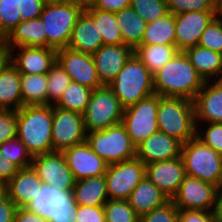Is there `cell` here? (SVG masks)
Listing matches in <instances>:
<instances>
[{"mask_svg": "<svg viewBox=\"0 0 222 222\" xmlns=\"http://www.w3.org/2000/svg\"><path fill=\"white\" fill-rule=\"evenodd\" d=\"M108 86L124 108L155 94L153 74L134 53Z\"/></svg>", "mask_w": 222, "mask_h": 222, "instance_id": "4", "label": "cell"}, {"mask_svg": "<svg viewBox=\"0 0 222 222\" xmlns=\"http://www.w3.org/2000/svg\"><path fill=\"white\" fill-rule=\"evenodd\" d=\"M77 204L61 207L47 219L48 222H76Z\"/></svg>", "mask_w": 222, "mask_h": 222, "instance_id": "50", "label": "cell"}, {"mask_svg": "<svg viewBox=\"0 0 222 222\" xmlns=\"http://www.w3.org/2000/svg\"><path fill=\"white\" fill-rule=\"evenodd\" d=\"M178 52L175 45H139L134 54L154 74Z\"/></svg>", "mask_w": 222, "mask_h": 222, "instance_id": "34", "label": "cell"}, {"mask_svg": "<svg viewBox=\"0 0 222 222\" xmlns=\"http://www.w3.org/2000/svg\"><path fill=\"white\" fill-rule=\"evenodd\" d=\"M169 200L146 176L139 182L127 199L129 205L139 216L163 206Z\"/></svg>", "mask_w": 222, "mask_h": 222, "instance_id": "25", "label": "cell"}, {"mask_svg": "<svg viewBox=\"0 0 222 222\" xmlns=\"http://www.w3.org/2000/svg\"><path fill=\"white\" fill-rule=\"evenodd\" d=\"M181 157L187 176L195 177L217 187L222 185V155L196 136L182 144Z\"/></svg>", "mask_w": 222, "mask_h": 222, "instance_id": "6", "label": "cell"}, {"mask_svg": "<svg viewBox=\"0 0 222 222\" xmlns=\"http://www.w3.org/2000/svg\"><path fill=\"white\" fill-rule=\"evenodd\" d=\"M213 216L216 222H222V185L217 188Z\"/></svg>", "mask_w": 222, "mask_h": 222, "instance_id": "54", "label": "cell"}, {"mask_svg": "<svg viewBox=\"0 0 222 222\" xmlns=\"http://www.w3.org/2000/svg\"><path fill=\"white\" fill-rule=\"evenodd\" d=\"M145 176L171 200L186 176L183 159L180 156L145 165Z\"/></svg>", "mask_w": 222, "mask_h": 222, "instance_id": "17", "label": "cell"}, {"mask_svg": "<svg viewBox=\"0 0 222 222\" xmlns=\"http://www.w3.org/2000/svg\"><path fill=\"white\" fill-rule=\"evenodd\" d=\"M105 222H140V216L127 200H108L103 205Z\"/></svg>", "mask_w": 222, "mask_h": 222, "instance_id": "37", "label": "cell"}, {"mask_svg": "<svg viewBox=\"0 0 222 222\" xmlns=\"http://www.w3.org/2000/svg\"><path fill=\"white\" fill-rule=\"evenodd\" d=\"M219 11H189L175 14V47L178 51L198 45L200 37Z\"/></svg>", "mask_w": 222, "mask_h": 222, "instance_id": "14", "label": "cell"}, {"mask_svg": "<svg viewBox=\"0 0 222 222\" xmlns=\"http://www.w3.org/2000/svg\"><path fill=\"white\" fill-rule=\"evenodd\" d=\"M23 106L48 105L47 74H21Z\"/></svg>", "mask_w": 222, "mask_h": 222, "instance_id": "33", "label": "cell"}, {"mask_svg": "<svg viewBox=\"0 0 222 222\" xmlns=\"http://www.w3.org/2000/svg\"><path fill=\"white\" fill-rule=\"evenodd\" d=\"M217 188L211 183L186 175L171 201L179 210L213 212Z\"/></svg>", "mask_w": 222, "mask_h": 222, "instance_id": "12", "label": "cell"}, {"mask_svg": "<svg viewBox=\"0 0 222 222\" xmlns=\"http://www.w3.org/2000/svg\"><path fill=\"white\" fill-rule=\"evenodd\" d=\"M85 11L93 18L103 45L124 44L115 13L95 9L89 3L86 4Z\"/></svg>", "mask_w": 222, "mask_h": 222, "instance_id": "32", "label": "cell"}, {"mask_svg": "<svg viewBox=\"0 0 222 222\" xmlns=\"http://www.w3.org/2000/svg\"><path fill=\"white\" fill-rule=\"evenodd\" d=\"M72 196L77 205L103 206L108 201L105 175L76 181Z\"/></svg>", "mask_w": 222, "mask_h": 222, "instance_id": "27", "label": "cell"}, {"mask_svg": "<svg viewBox=\"0 0 222 222\" xmlns=\"http://www.w3.org/2000/svg\"><path fill=\"white\" fill-rule=\"evenodd\" d=\"M124 109L109 86L94 89L82 113L86 132L105 130L121 123Z\"/></svg>", "mask_w": 222, "mask_h": 222, "instance_id": "8", "label": "cell"}, {"mask_svg": "<svg viewBox=\"0 0 222 222\" xmlns=\"http://www.w3.org/2000/svg\"><path fill=\"white\" fill-rule=\"evenodd\" d=\"M46 2V0H19L17 6L21 13V22L39 18Z\"/></svg>", "mask_w": 222, "mask_h": 222, "instance_id": "46", "label": "cell"}, {"mask_svg": "<svg viewBox=\"0 0 222 222\" xmlns=\"http://www.w3.org/2000/svg\"><path fill=\"white\" fill-rule=\"evenodd\" d=\"M179 209L169 200L163 206L140 216V222H178Z\"/></svg>", "mask_w": 222, "mask_h": 222, "instance_id": "44", "label": "cell"}, {"mask_svg": "<svg viewBox=\"0 0 222 222\" xmlns=\"http://www.w3.org/2000/svg\"><path fill=\"white\" fill-rule=\"evenodd\" d=\"M71 82L70 76L56 60L47 73L48 105H55Z\"/></svg>", "mask_w": 222, "mask_h": 222, "instance_id": "36", "label": "cell"}, {"mask_svg": "<svg viewBox=\"0 0 222 222\" xmlns=\"http://www.w3.org/2000/svg\"><path fill=\"white\" fill-rule=\"evenodd\" d=\"M17 138L32 157L53 152L52 105H25L17 110Z\"/></svg>", "mask_w": 222, "mask_h": 222, "instance_id": "2", "label": "cell"}, {"mask_svg": "<svg viewBox=\"0 0 222 222\" xmlns=\"http://www.w3.org/2000/svg\"><path fill=\"white\" fill-rule=\"evenodd\" d=\"M181 147L176 138L157 131L136 147V158L145 165L171 160L181 156Z\"/></svg>", "mask_w": 222, "mask_h": 222, "instance_id": "21", "label": "cell"}, {"mask_svg": "<svg viewBox=\"0 0 222 222\" xmlns=\"http://www.w3.org/2000/svg\"><path fill=\"white\" fill-rule=\"evenodd\" d=\"M178 222H216L213 212L203 210H179Z\"/></svg>", "mask_w": 222, "mask_h": 222, "instance_id": "48", "label": "cell"}, {"mask_svg": "<svg viewBox=\"0 0 222 222\" xmlns=\"http://www.w3.org/2000/svg\"><path fill=\"white\" fill-rule=\"evenodd\" d=\"M13 222H48L35 211L29 208H17Z\"/></svg>", "mask_w": 222, "mask_h": 222, "instance_id": "52", "label": "cell"}, {"mask_svg": "<svg viewBox=\"0 0 222 222\" xmlns=\"http://www.w3.org/2000/svg\"><path fill=\"white\" fill-rule=\"evenodd\" d=\"M31 166L42 183L64 192H72L76 179L68 168L62 152H51L34 156Z\"/></svg>", "mask_w": 222, "mask_h": 222, "instance_id": "13", "label": "cell"}, {"mask_svg": "<svg viewBox=\"0 0 222 222\" xmlns=\"http://www.w3.org/2000/svg\"><path fill=\"white\" fill-rule=\"evenodd\" d=\"M115 14L124 45L135 50L141 44L147 25L146 20H143L132 7L122 9Z\"/></svg>", "mask_w": 222, "mask_h": 222, "instance_id": "30", "label": "cell"}, {"mask_svg": "<svg viewBox=\"0 0 222 222\" xmlns=\"http://www.w3.org/2000/svg\"><path fill=\"white\" fill-rule=\"evenodd\" d=\"M57 61L70 76L72 82L93 90L103 86L98 78L92 54L63 48L57 50Z\"/></svg>", "mask_w": 222, "mask_h": 222, "instance_id": "15", "label": "cell"}, {"mask_svg": "<svg viewBox=\"0 0 222 222\" xmlns=\"http://www.w3.org/2000/svg\"><path fill=\"white\" fill-rule=\"evenodd\" d=\"M19 0H0V41L20 22Z\"/></svg>", "mask_w": 222, "mask_h": 222, "instance_id": "40", "label": "cell"}, {"mask_svg": "<svg viewBox=\"0 0 222 222\" xmlns=\"http://www.w3.org/2000/svg\"><path fill=\"white\" fill-rule=\"evenodd\" d=\"M198 45L222 54V15L218 14L202 33Z\"/></svg>", "mask_w": 222, "mask_h": 222, "instance_id": "41", "label": "cell"}, {"mask_svg": "<svg viewBox=\"0 0 222 222\" xmlns=\"http://www.w3.org/2000/svg\"><path fill=\"white\" fill-rule=\"evenodd\" d=\"M75 1H80L83 2L84 4H88L91 0H75Z\"/></svg>", "mask_w": 222, "mask_h": 222, "instance_id": "58", "label": "cell"}, {"mask_svg": "<svg viewBox=\"0 0 222 222\" xmlns=\"http://www.w3.org/2000/svg\"><path fill=\"white\" fill-rule=\"evenodd\" d=\"M130 7L147 23L155 21L169 12L167 0H131Z\"/></svg>", "mask_w": 222, "mask_h": 222, "instance_id": "39", "label": "cell"}, {"mask_svg": "<svg viewBox=\"0 0 222 222\" xmlns=\"http://www.w3.org/2000/svg\"><path fill=\"white\" fill-rule=\"evenodd\" d=\"M196 137L222 155V123L196 124Z\"/></svg>", "mask_w": 222, "mask_h": 222, "instance_id": "42", "label": "cell"}, {"mask_svg": "<svg viewBox=\"0 0 222 222\" xmlns=\"http://www.w3.org/2000/svg\"><path fill=\"white\" fill-rule=\"evenodd\" d=\"M8 197L7 183L0 180V202Z\"/></svg>", "mask_w": 222, "mask_h": 222, "instance_id": "56", "label": "cell"}, {"mask_svg": "<svg viewBox=\"0 0 222 222\" xmlns=\"http://www.w3.org/2000/svg\"><path fill=\"white\" fill-rule=\"evenodd\" d=\"M92 92L93 89L89 87L71 82L55 106L82 114L90 101Z\"/></svg>", "mask_w": 222, "mask_h": 222, "instance_id": "35", "label": "cell"}, {"mask_svg": "<svg viewBox=\"0 0 222 222\" xmlns=\"http://www.w3.org/2000/svg\"><path fill=\"white\" fill-rule=\"evenodd\" d=\"M158 129L182 144L196 136L194 102L158 95Z\"/></svg>", "mask_w": 222, "mask_h": 222, "instance_id": "5", "label": "cell"}, {"mask_svg": "<svg viewBox=\"0 0 222 222\" xmlns=\"http://www.w3.org/2000/svg\"><path fill=\"white\" fill-rule=\"evenodd\" d=\"M19 171V168L0 152V180L8 181Z\"/></svg>", "mask_w": 222, "mask_h": 222, "instance_id": "51", "label": "cell"}, {"mask_svg": "<svg viewBox=\"0 0 222 222\" xmlns=\"http://www.w3.org/2000/svg\"><path fill=\"white\" fill-rule=\"evenodd\" d=\"M83 115L52 105V145L53 152L64 150L86 141Z\"/></svg>", "mask_w": 222, "mask_h": 222, "instance_id": "11", "label": "cell"}, {"mask_svg": "<svg viewBox=\"0 0 222 222\" xmlns=\"http://www.w3.org/2000/svg\"><path fill=\"white\" fill-rule=\"evenodd\" d=\"M69 204H76L73 200L72 192H64L53 186L43 184L41 190L27 208L48 219L59 208L69 207Z\"/></svg>", "mask_w": 222, "mask_h": 222, "instance_id": "29", "label": "cell"}, {"mask_svg": "<svg viewBox=\"0 0 222 222\" xmlns=\"http://www.w3.org/2000/svg\"><path fill=\"white\" fill-rule=\"evenodd\" d=\"M170 13L189 11H218L217 0H167Z\"/></svg>", "mask_w": 222, "mask_h": 222, "instance_id": "43", "label": "cell"}, {"mask_svg": "<svg viewBox=\"0 0 222 222\" xmlns=\"http://www.w3.org/2000/svg\"><path fill=\"white\" fill-rule=\"evenodd\" d=\"M193 102L196 124L222 123V80L205 81Z\"/></svg>", "mask_w": 222, "mask_h": 222, "instance_id": "20", "label": "cell"}, {"mask_svg": "<svg viewBox=\"0 0 222 222\" xmlns=\"http://www.w3.org/2000/svg\"><path fill=\"white\" fill-rule=\"evenodd\" d=\"M86 4L75 0L47 1L40 15L45 25L46 47L67 48L73 27Z\"/></svg>", "mask_w": 222, "mask_h": 222, "instance_id": "3", "label": "cell"}, {"mask_svg": "<svg viewBox=\"0 0 222 222\" xmlns=\"http://www.w3.org/2000/svg\"><path fill=\"white\" fill-rule=\"evenodd\" d=\"M86 142L108 165L136 157V147L122 123L105 130L87 132Z\"/></svg>", "mask_w": 222, "mask_h": 222, "instance_id": "7", "label": "cell"}, {"mask_svg": "<svg viewBox=\"0 0 222 222\" xmlns=\"http://www.w3.org/2000/svg\"><path fill=\"white\" fill-rule=\"evenodd\" d=\"M9 55L21 74H47L57 60V50L47 47L19 46L11 48Z\"/></svg>", "mask_w": 222, "mask_h": 222, "instance_id": "16", "label": "cell"}, {"mask_svg": "<svg viewBox=\"0 0 222 222\" xmlns=\"http://www.w3.org/2000/svg\"><path fill=\"white\" fill-rule=\"evenodd\" d=\"M103 45L93 18L84 10L73 27L67 48L93 54Z\"/></svg>", "mask_w": 222, "mask_h": 222, "instance_id": "23", "label": "cell"}, {"mask_svg": "<svg viewBox=\"0 0 222 222\" xmlns=\"http://www.w3.org/2000/svg\"><path fill=\"white\" fill-rule=\"evenodd\" d=\"M133 53L134 50L124 44L102 45L93 53L92 56L101 84L108 86Z\"/></svg>", "mask_w": 222, "mask_h": 222, "instance_id": "19", "label": "cell"}, {"mask_svg": "<svg viewBox=\"0 0 222 222\" xmlns=\"http://www.w3.org/2000/svg\"><path fill=\"white\" fill-rule=\"evenodd\" d=\"M104 175L108 200H127L145 177V164L135 157L108 165Z\"/></svg>", "mask_w": 222, "mask_h": 222, "instance_id": "10", "label": "cell"}, {"mask_svg": "<svg viewBox=\"0 0 222 222\" xmlns=\"http://www.w3.org/2000/svg\"><path fill=\"white\" fill-rule=\"evenodd\" d=\"M154 92L162 97L184 98L193 101L204 84L183 51L153 74Z\"/></svg>", "mask_w": 222, "mask_h": 222, "instance_id": "1", "label": "cell"}, {"mask_svg": "<svg viewBox=\"0 0 222 222\" xmlns=\"http://www.w3.org/2000/svg\"><path fill=\"white\" fill-rule=\"evenodd\" d=\"M217 8H218L219 14H222V0H217Z\"/></svg>", "mask_w": 222, "mask_h": 222, "instance_id": "57", "label": "cell"}, {"mask_svg": "<svg viewBox=\"0 0 222 222\" xmlns=\"http://www.w3.org/2000/svg\"><path fill=\"white\" fill-rule=\"evenodd\" d=\"M0 152L19 169L30 167L32 164V155L28 152L25 144L17 137L1 144Z\"/></svg>", "mask_w": 222, "mask_h": 222, "instance_id": "38", "label": "cell"}, {"mask_svg": "<svg viewBox=\"0 0 222 222\" xmlns=\"http://www.w3.org/2000/svg\"><path fill=\"white\" fill-rule=\"evenodd\" d=\"M62 153L76 181L106 173L108 164L92 151L86 141L74 145Z\"/></svg>", "mask_w": 222, "mask_h": 222, "instance_id": "18", "label": "cell"}, {"mask_svg": "<svg viewBox=\"0 0 222 222\" xmlns=\"http://www.w3.org/2000/svg\"><path fill=\"white\" fill-rule=\"evenodd\" d=\"M21 73L9 62L0 72V110H19L23 107Z\"/></svg>", "mask_w": 222, "mask_h": 222, "instance_id": "28", "label": "cell"}, {"mask_svg": "<svg viewBox=\"0 0 222 222\" xmlns=\"http://www.w3.org/2000/svg\"><path fill=\"white\" fill-rule=\"evenodd\" d=\"M175 45V15L168 12L148 22L140 45Z\"/></svg>", "mask_w": 222, "mask_h": 222, "instance_id": "31", "label": "cell"}, {"mask_svg": "<svg viewBox=\"0 0 222 222\" xmlns=\"http://www.w3.org/2000/svg\"><path fill=\"white\" fill-rule=\"evenodd\" d=\"M17 137V111L0 110V145Z\"/></svg>", "mask_w": 222, "mask_h": 222, "instance_id": "45", "label": "cell"}, {"mask_svg": "<svg viewBox=\"0 0 222 222\" xmlns=\"http://www.w3.org/2000/svg\"><path fill=\"white\" fill-rule=\"evenodd\" d=\"M43 186L32 166L19 169L8 181V198L18 207L27 208Z\"/></svg>", "mask_w": 222, "mask_h": 222, "instance_id": "22", "label": "cell"}, {"mask_svg": "<svg viewBox=\"0 0 222 222\" xmlns=\"http://www.w3.org/2000/svg\"><path fill=\"white\" fill-rule=\"evenodd\" d=\"M10 62L9 50L0 41V72Z\"/></svg>", "mask_w": 222, "mask_h": 222, "instance_id": "55", "label": "cell"}, {"mask_svg": "<svg viewBox=\"0 0 222 222\" xmlns=\"http://www.w3.org/2000/svg\"><path fill=\"white\" fill-rule=\"evenodd\" d=\"M184 52L204 81L222 80V54L199 45Z\"/></svg>", "mask_w": 222, "mask_h": 222, "instance_id": "26", "label": "cell"}, {"mask_svg": "<svg viewBox=\"0 0 222 222\" xmlns=\"http://www.w3.org/2000/svg\"><path fill=\"white\" fill-rule=\"evenodd\" d=\"M17 206L7 197L0 202V222H13Z\"/></svg>", "mask_w": 222, "mask_h": 222, "instance_id": "53", "label": "cell"}, {"mask_svg": "<svg viewBox=\"0 0 222 222\" xmlns=\"http://www.w3.org/2000/svg\"><path fill=\"white\" fill-rule=\"evenodd\" d=\"M158 95L153 94L124 109L122 124L135 147L159 131L157 123Z\"/></svg>", "mask_w": 222, "mask_h": 222, "instance_id": "9", "label": "cell"}, {"mask_svg": "<svg viewBox=\"0 0 222 222\" xmlns=\"http://www.w3.org/2000/svg\"><path fill=\"white\" fill-rule=\"evenodd\" d=\"M131 0H91L89 4L98 10L119 12L122 9L130 7Z\"/></svg>", "mask_w": 222, "mask_h": 222, "instance_id": "49", "label": "cell"}, {"mask_svg": "<svg viewBox=\"0 0 222 222\" xmlns=\"http://www.w3.org/2000/svg\"><path fill=\"white\" fill-rule=\"evenodd\" d=\"M76 222H105L103 206L77 205Z\"/></svg>", "mask_w": 222, "mask_h": 222, "instance_id": "47", "label": "cell"}, {"mask_svg": "<svg viewBox=\"0 0 222 222\" xmlns=\"http://www.w3.org/2000/svg\"><path fill=\"white\" fill-rule=\"evenodd\" d=\"M45 25L41 18L20 22L2 40L4 46L10 50L19 46L46 47Z\"/></svg>", "mask_w": 222, "mask_h": 222, "instance_id": "24", "label": "cell"}]
</instances>
